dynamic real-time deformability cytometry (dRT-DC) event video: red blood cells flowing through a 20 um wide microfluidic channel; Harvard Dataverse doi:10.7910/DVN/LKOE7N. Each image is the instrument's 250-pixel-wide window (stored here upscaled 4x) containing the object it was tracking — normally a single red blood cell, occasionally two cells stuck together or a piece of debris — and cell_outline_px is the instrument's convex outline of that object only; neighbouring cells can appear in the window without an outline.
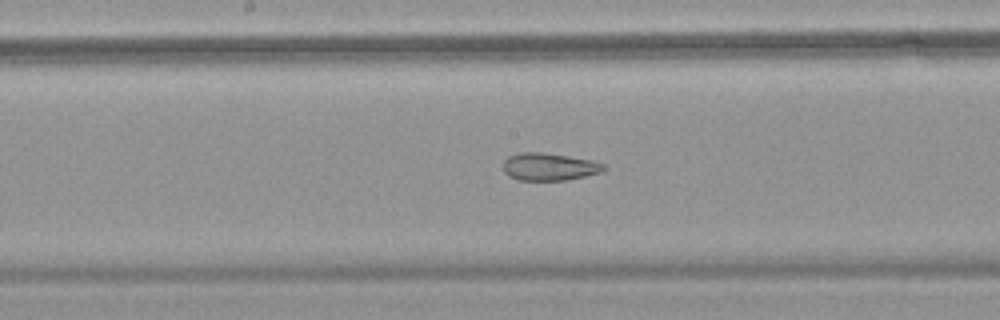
{"species": "common noctule bat (a hibernating species)", "species_latin": "Nyctalus noctula", "temperature_condition": "warm", "stored_images_in_passage": 59, "segment_of_instrument_passage": [2, 2], "camera_frame_rate_fps": 3000, "um_per_image_px": 0.085, "animal": {"sex": "female", "body_mass_g": 18.4}, "frame": {"image": 1, "passage_image": 32, "time_ms": 10.333, "image_size_px": [1000, 320], "cell_outline_px": [[608, 168], [600, 172], [584, 176], [564, 180], [520, 180], [508, 176], [504, 172], [504, 160], [508, 156], [520, 152], [540, 152], [592, 160], [604, 164]], "centroid_in_image_um": [46.67, 14.17], "position_along_channel_um": 201.5, "area_um2": 16.01}}
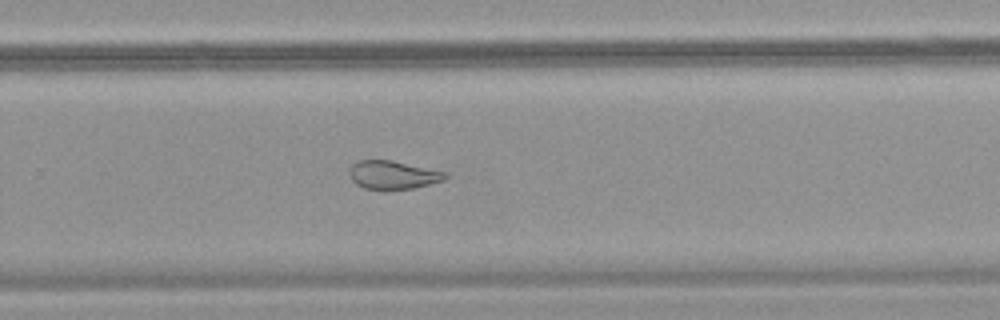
{"frame": {"image": 2, "passage_image": 40, "time_ms": 13.0, "image_size_px": [1000, 320], "cell_outline_px": [[448, 176], [444, 180], [412, 188], [364, 188], [356, 184], [352, 180], [348, 172], [352, 164], [356, 160], [392, 160], [448, 172]], "centroid_in_image_um": [33.4, 14.83], "position_along_channel_um": 296.4, "area_um2": 15.66}}
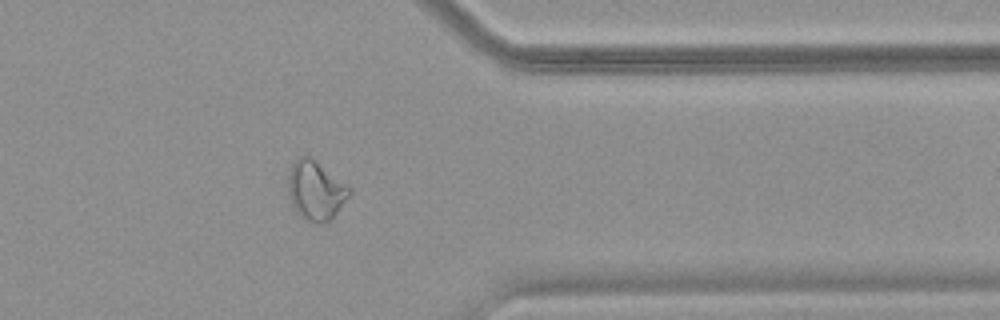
{"frame": {"image": 3, "passage_image": 48, "time_ms": 15.667, "image_size_px": [1000, 320], "cell_outline_px": [[352, 192], [336, 212], [324, 224], [316, 224], [304, 220], [292, 208], [288, 188], [288, 168], [300, 156], [308, 156], [348, 184], [352, 188]], "centroid_in_image_um": [26.81, 16.21], "position_along_channel_um": 384.6, "area_um2": 21.15}}